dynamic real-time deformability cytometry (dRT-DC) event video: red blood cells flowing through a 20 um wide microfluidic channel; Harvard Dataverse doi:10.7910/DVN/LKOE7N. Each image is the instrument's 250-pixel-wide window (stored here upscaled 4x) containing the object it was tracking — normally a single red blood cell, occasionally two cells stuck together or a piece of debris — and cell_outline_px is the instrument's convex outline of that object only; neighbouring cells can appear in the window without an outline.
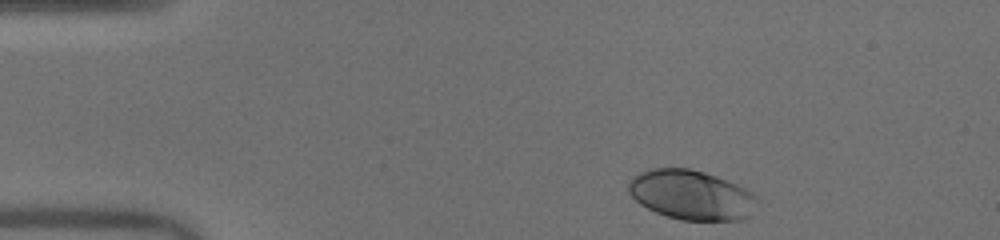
{"species": "human", "species_latin": "Homo sapiens", "temperature_condition": "warm", "stored_images_in_passage": 44, "camera_frame_rate_fps": 3000, "um_per_image_px": 0.085, "donor": {"sex": "male"}, "frame": {"image": 1, "passage_image": 1, "time_ms": 0.0, "image_size_px": [1000, 240], "cell_outline_px": [[756, 200], [748, 216], [744, 220], [680, 220], [656, 212], [640, 204], [628, 192], [628, 180], [640, 172], [652, 168], [688, 168], [704, 172], [728, 180], [752, 192], [756, 196]], "centroid_in_image_um": [58.73, 16.56], "position_along_channel_um": 26.3, "area_um2": 36.99}}
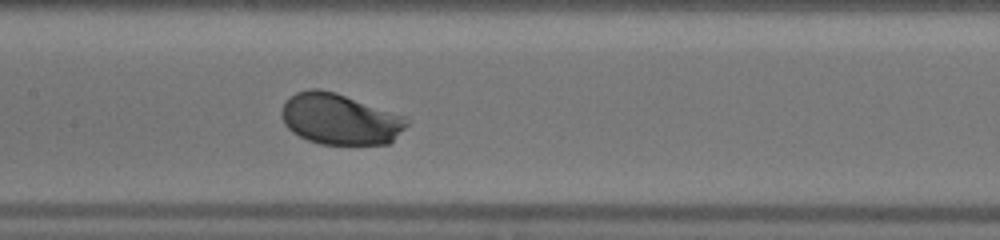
{"frame": {"image": 2, "passage_image": 18, "time_ms": 5.667, "image_size_px": [1000, 240], "cell_outline_px": [[408, 124], [388, 144], [320, 144], [308, 140], [292, 132], [284, 124], [280, 116], [280, 112], [284, 100], [296, 92], [312, 88], [320, 88], [336, 92], [404, 116], [408, 120]], "centroid_in_image_um": [28.83, 10.11], "position_along_channel_um": 178.6, "area_um2": 37.22}}
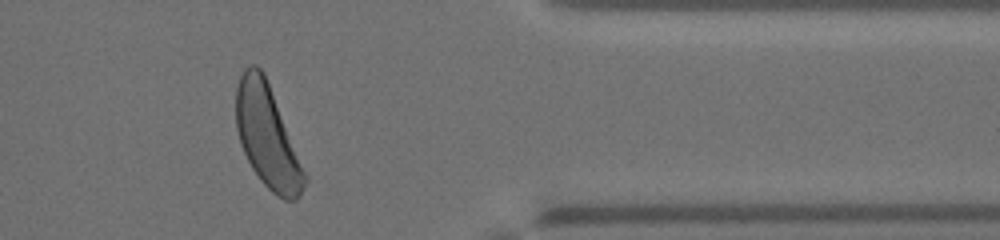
{"frame": {"image": 3, "passage_image": 35, "time_ms": 11.333, "image_size_px": [1000, 240], "cell_outline_px": [[308, 180], [300, 196], [296, 200], [284, 200], [276, 196], [260, 180], [252, 168], [240, 144], [236, 128], [236, 88], [240, 76], [244, 68], [248, 64], [256, 64], [264, 72], [308, 176]], "centroid_in_image_um": [22.73, 11.6], "position_along_channel_um": 388.7, "area_um2": 41.21}, "authors_computed_cell_mechanics": {"area_um2": 37.0498, "velocity_mm_per_s": 4.017, "shape_relaxation_time_tau1_ms": 1.7514, "shape_relaxation_time_tau2_ms": null, "deformation_change_tau1": 0.1116, "deformation_change_tau2": null}}